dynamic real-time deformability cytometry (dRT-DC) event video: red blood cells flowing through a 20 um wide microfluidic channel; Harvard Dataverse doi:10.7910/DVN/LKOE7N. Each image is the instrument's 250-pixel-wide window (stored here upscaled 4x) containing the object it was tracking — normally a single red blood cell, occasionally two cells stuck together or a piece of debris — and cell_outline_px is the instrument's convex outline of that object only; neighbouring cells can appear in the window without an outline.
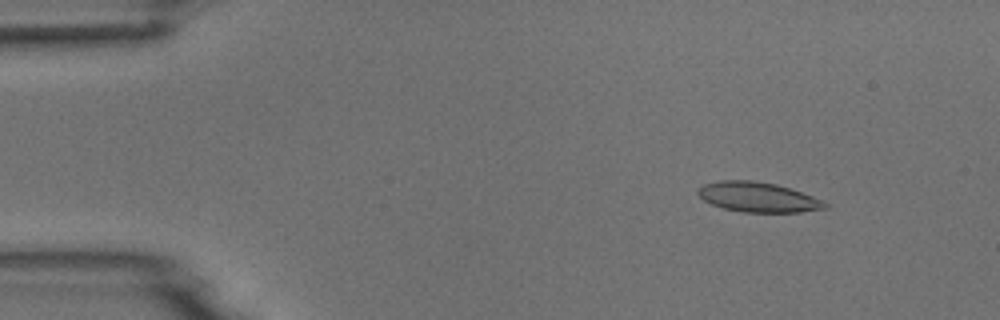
{"species": "common noctule bat (a hibernating species)", "species_latin": "Nyctalus noctula", "temperature_condition": "room temperature", "stored_images_in_passage": 3, "camera_frame_rate_fps": 3000, "um_per_image_px": 0.085, "animal": {"sex": "male", "body_mass_g": 18.8}, "frame": {"image": 1, "passage_image": 1, "time_ms": 0.0, "image_size_px": [1000, 320], "cell_outline_px": [[828, 208], [800, 212], [744, 212], [724, 208], [712, 204], [704, 200], [696, 192], [696, 188], [704, 184], [720, 180], [752, 180], [776, 184], [824, 200], [828, 204]], "centroid_in_image_um": [64.42, 16.75], "position_along_channel_um": 20.6, "area_um2": 22.08}}